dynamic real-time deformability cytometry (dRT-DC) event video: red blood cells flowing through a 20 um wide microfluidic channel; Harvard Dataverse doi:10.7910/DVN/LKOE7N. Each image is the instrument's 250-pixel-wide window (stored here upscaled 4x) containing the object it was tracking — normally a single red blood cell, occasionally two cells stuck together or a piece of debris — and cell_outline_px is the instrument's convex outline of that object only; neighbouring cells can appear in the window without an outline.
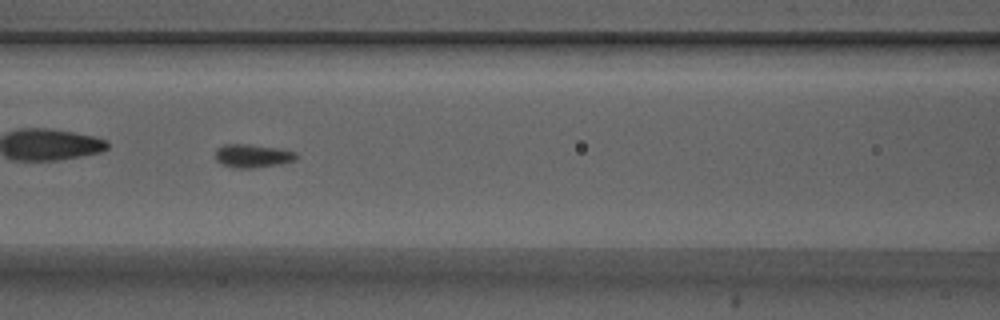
{"species": "Egyptian fruit bat (a non-hibernating species)", "species_latin": "Rousettus aegyptiacus", "temperature_condition": "warm", "stored_images_in_passage": 53, "camera_frame_rate_fps": 3000, "um_per_image_px": 0.085, "animal": {"sex": "male"}, "frame": {"image": 1, "passage_image": 23, "time_ms": 7.333, "image_size_px": [1000, 320], "cell_outline_px": [[300, 156], [296, 160], [280, 164], [252, 168], [236, 168], [224, 164], [216, 160], [216, 148], [224, 144], [248, 144], [280, 148], [296, 152]], "centroid_in_image_um": [21.52, 13.24], "position_along_channel_um": 145.1, "area_um2": 11.1}, "authors_computed_cell_mechanics": {"area_um2": 10.2884, "velocity_mm_per_s": 3.8851, "shape_relaxation_time_tau1_ms": 1.3688, "shape_relaxation_time_tau2_ms": null, "deformation_change_tau1": 0.064, "deformation_change_tau2": null}}